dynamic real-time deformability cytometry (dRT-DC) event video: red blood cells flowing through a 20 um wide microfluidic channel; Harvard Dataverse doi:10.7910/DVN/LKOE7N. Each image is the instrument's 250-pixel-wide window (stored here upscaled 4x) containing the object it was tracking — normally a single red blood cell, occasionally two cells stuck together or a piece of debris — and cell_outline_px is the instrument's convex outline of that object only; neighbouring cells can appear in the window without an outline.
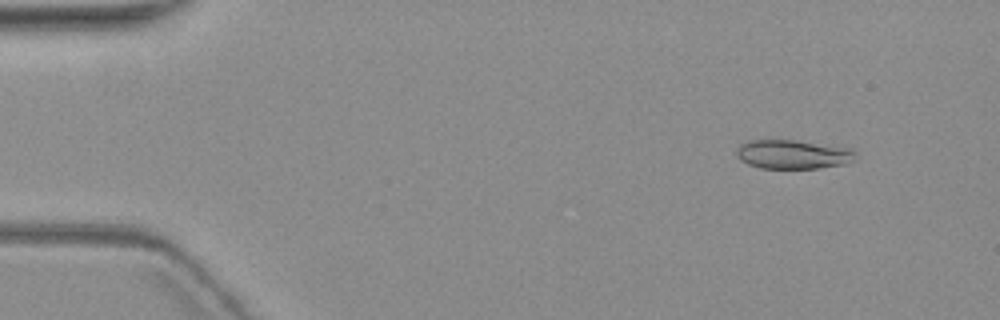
{"species": "common noctule bat (a hibernating species)", "species_latin": "Nyctalus noctula", "temperature_condition": "warm", "stored_images_in_passage": 3, "camera_frame_rate_fps": 3000, "um_per_image_px": 0.085, "animal": {"sex": "female", "body_mass_g": 19.3, "forearm_length_mm": 54.1}, "frame": {"image": 1, "passage_image": 1, "time_ms": 0.0, "image_size_px": [1000, 320], "cell_outline_px": [[856, 156], [848, 164], [820, 168], [760, 168], [748, 164], [740, 160], [736, 156], [736, 148], [740, 144], [748, 140], [796, 140], [852, 148]], "centroid_in_image_um": [67.39, 13.12], "position_along_channel_um": 17.6, "area_um2": 20.35}}